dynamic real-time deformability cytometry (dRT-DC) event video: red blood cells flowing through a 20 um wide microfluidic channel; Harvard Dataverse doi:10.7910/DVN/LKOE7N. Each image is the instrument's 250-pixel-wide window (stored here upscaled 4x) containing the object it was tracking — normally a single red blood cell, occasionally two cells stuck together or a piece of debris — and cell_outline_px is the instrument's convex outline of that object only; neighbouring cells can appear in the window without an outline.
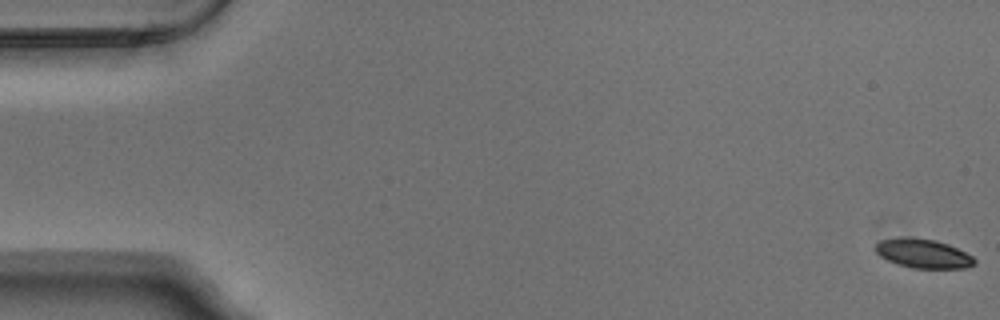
{"species": "Egyptian fruit bat (a non-hibernating species)", "species_latin": "Rousettus aegyptiacus", "temperature_condition": "warm", "stored_images_in_passage": 54, "camera_frame_rate_fps": 3000, "um_per_image_px": 0.085, "animal": {"sex": "male"}, "frame": {"image": 1, "passage_image": 1, "time_ms": 0.0, "image_size_px": [1000, 320], "cell_outline_px": [[976, 264], [964, 268], [912, 268], [896, 264], [880, 256], [876, 252], [876, 244], [880, 240], [896, 236], [908, 236], [936, 240], [948, 244], [972, 256], [976, 260]], "centroid_in_image_um": [78.44, 21.53], "position_along_channel_um": 6.6, "area_um2": 16.99}}
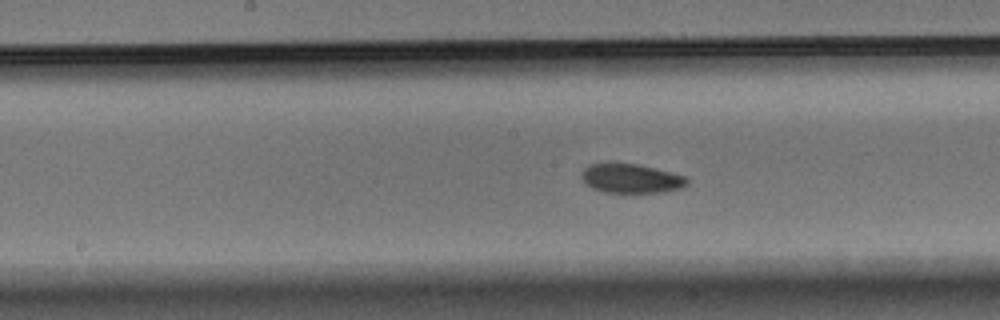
{"frame": {"image": 2, "passage_image": 28, "time_ms": 9.0, "image_size_px": [1000, 320], "cell_outline_px": [[688, 184], [680, 188], [664, 192], [604, 192], [592, 188], [584, 184], [580, 176], [584, 168], [592, 164], [636, 164], [672, 172], [684, 176], [688, 180]], "centroid_in_image_um": [53.63, 15.18], "position_along_channel_um": 194.6, "area_um2": 17.74}}
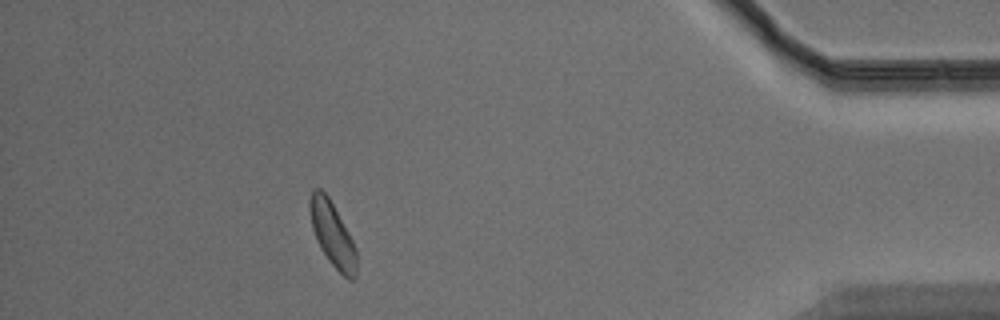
{"frame": {"image": 3, "passage_image": 49, "time_ms": 16.0, "image_size_px": [1000, 320], "cell_outline_px": [[356, 276], [352, 280], [348, 280], [328, 260], [320, 248], [312, 228], [308, 208], [308, 200], [312, 188], [320, 188], [328, 196], [348, 232], [356, 248]], "centroid_in_image_um": [28.22, 19.88], "position_along_channel_um": 407.0, "area_um2": 17.51}, "authors_computed_cell_mechanics": {"area_um2": 17.8024, "velocity_mm_per_s": 3.7508, "shape_relaxation_time_tau1_ms": 3.5017, "shape_relaxation_time_tau2_ms": 6.1373, "deformation_change_tau1": 0.1087, "deformation_change_tau2": 0.1159}}